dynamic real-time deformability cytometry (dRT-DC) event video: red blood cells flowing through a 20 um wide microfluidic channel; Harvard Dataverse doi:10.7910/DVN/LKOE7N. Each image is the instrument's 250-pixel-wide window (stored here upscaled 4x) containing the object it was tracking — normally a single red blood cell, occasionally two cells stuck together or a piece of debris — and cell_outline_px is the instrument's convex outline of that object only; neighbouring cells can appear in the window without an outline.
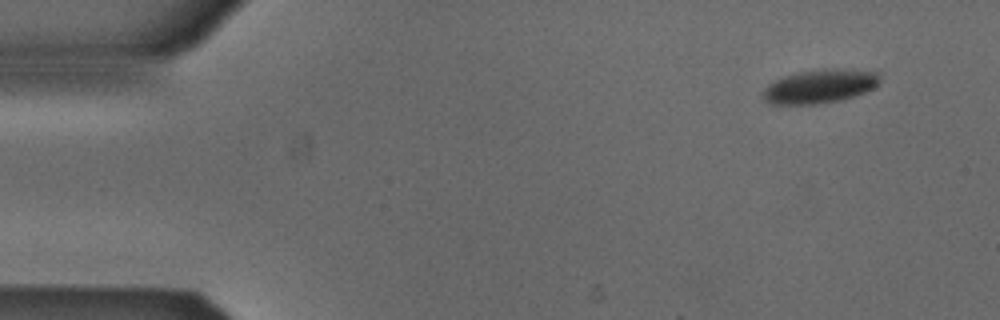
{"species": "Egyptian fruit bat (a non-hibernating species)", "species_latin": "Rousettus aegyptiacus", "temperature_condition": "cold", "stored_images_in_passage": 4, "camera_frame_rate_fps": 3000, "um_per_image_px": 0.085, "animal": {"sex": "male"}, "frame": {"image": 1, "passage_image": 1, "time_ms": 0.0, "image_size_px": [1000, 320], "cell_outline_px": [[880, 80], [872, 88], [864, 92], [840, 100], [816, 104], [768, 104], [760, 96], [764, 88], [768, 84], [784, 76], [796, 72], [824, 68], [852, 68], [880, 72]], "centroid_in_image_um": [69.66, 7.31], "position_along_channel_um": 15.3, "area_um2": 23.35}}
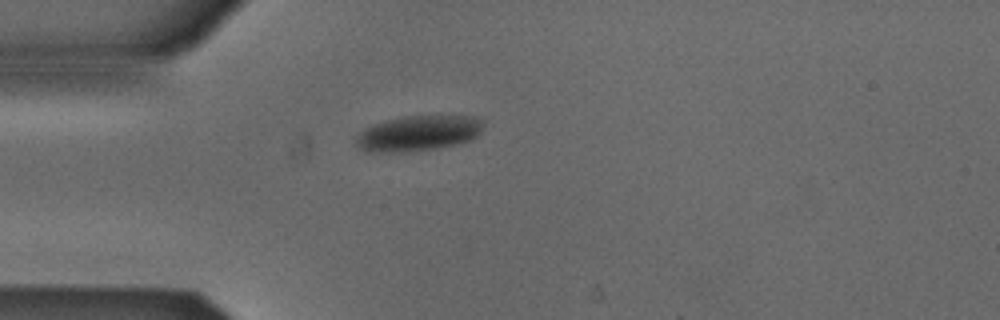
{"frame": {"image": 2, "passage_image": 4, "time_ms": 1.0, "image_size_px": [1000, 320], "cell_outline_px": [[484, 120], [480, 132], [472, 140], [456, 144], [436, 148], [404, 152], [368, 152], [360, 148], [356, 144], [356, 136], [364, 128], [372, 124], [404, 116], [468, 116]], "centroid_in_image_um": [35.53, 11.33], "position_along_channel_um": 49.5, "area_um2": 26.18}}